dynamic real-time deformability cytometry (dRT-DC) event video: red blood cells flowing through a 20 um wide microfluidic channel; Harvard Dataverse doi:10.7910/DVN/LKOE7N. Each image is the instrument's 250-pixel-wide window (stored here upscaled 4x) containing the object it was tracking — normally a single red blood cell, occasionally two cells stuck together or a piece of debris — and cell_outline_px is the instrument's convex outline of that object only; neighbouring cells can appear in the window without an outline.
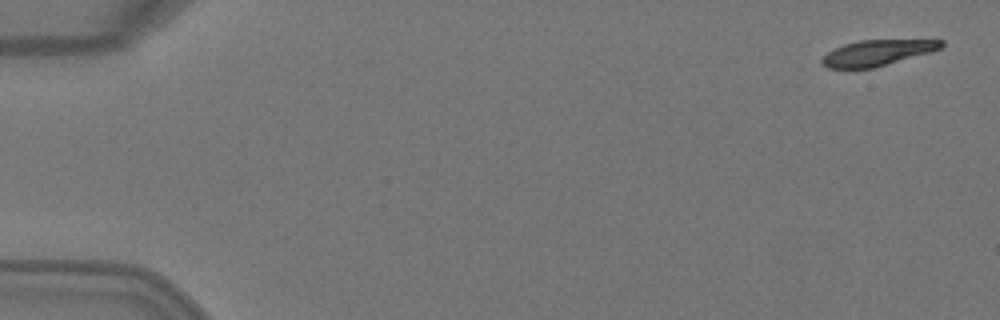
{"species": "Egyptian fruit bat (a non-hibernating species)", "species_latin": "Rousettus aegyptiacus", "temperature_condition": "warm", "stored_images_in_passage": 4, "camera_frame_rate_fps": 3000, "um_per_image_px": 0.085, "animal": {"sex": "female"}, "frame": {"image": 1, "passage_image": 1, "time_ms": 0.0, "image_size_px": [1000, 320], "cell_outline_px": [[944, 44], [940, 48], [932, 52], [872, 68], [828, 68], [820, 60], [828, 52], [844, 44], [860, 40], [944, 40]], "centroid_in_image_um": [74.59, 4.48], "position_along_channel_um": 10.4, "area_um2": 17.63}}
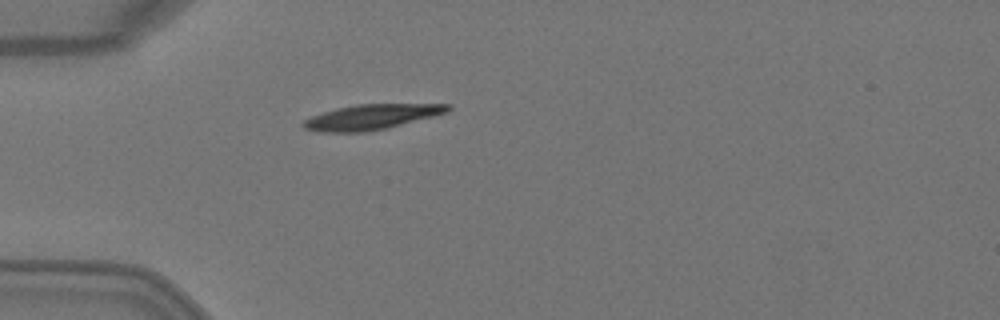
{"frame": {"image": 2, "passage_image": 4, "time_ms": 1.0, "image_size_px": [1000, 320], "cell_outline_px": [[452, 108], [448, 112], [388, 128], [364, 132], [316, 132], [304, 128], [300, 124], [304, 120], [312, 116], [336, 108], [356, 104], [452, 104]], "centroid_in_image_um": [31.56, 9.94], "position_along_channel_um": 53.4, "area_um2": 21.21}}